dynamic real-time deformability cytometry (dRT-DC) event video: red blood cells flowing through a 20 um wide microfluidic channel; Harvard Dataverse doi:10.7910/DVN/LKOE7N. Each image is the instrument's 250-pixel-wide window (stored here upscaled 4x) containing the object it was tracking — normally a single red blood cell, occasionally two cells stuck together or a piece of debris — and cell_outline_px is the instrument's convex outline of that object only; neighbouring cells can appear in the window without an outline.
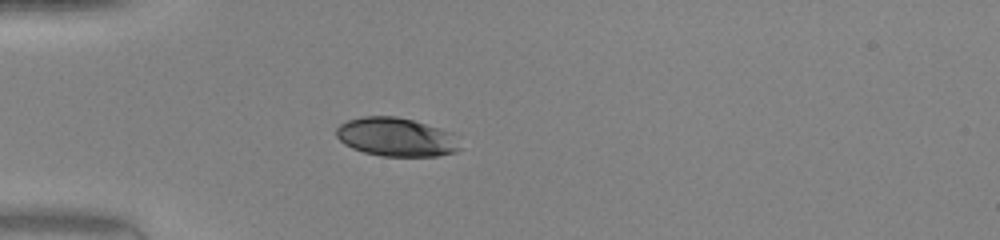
{"species": "human", "species_latin": "Homo sapiens", "temperature_condition": "warm", "stored_images_in_passage": 35, "camera_frame_rate_fps": 3000, "um_per_image_px": 0.085, "donor": {"sex": "female"}, "frame": {"image": 1, "passage_image": 1, "time_ms": 0.0, "image_size_px": [1000, 240], "cell_outline_px": [[460, 148], [456, 152], [436, 156], [380, 156], [364, 152], [352, 148], [344, 144], [336, 136], [336, 128], [340, 124], [348, 120], [360, 116], [396, 116], [412, 120], [440, 128], [452, 132]], "centroid_in_image_um": [33.64, 11.65], "position_along_channel_um": 51.4, "area_um2": 27.86}}
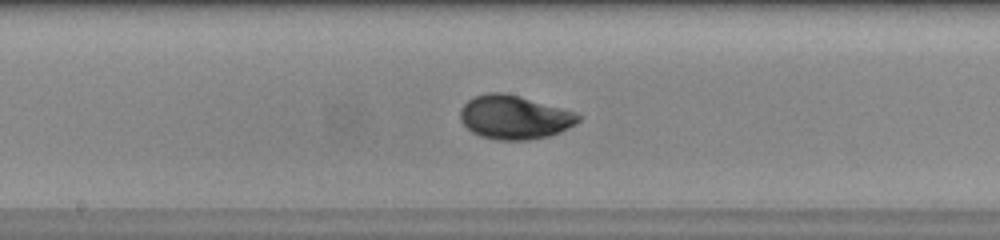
{"frame": {"image": 2, "passage_image": 13, "time_ms": 4.0, "image_size_px": [1000, 240], "cell_outline_px": [[584, 116], [576, 124], [560, 132], [548, 136], [528, 140], [496, 140], [480, 136], [472, 132], [460, 120], [460, 108], [472, 96], [488, 92], [504, 92], [520, 96], [576, 112]], "centroid_in_image_um": [43.73, 9.96], "position_along_channel_um": 204.5, "area_um2": 30.4}}
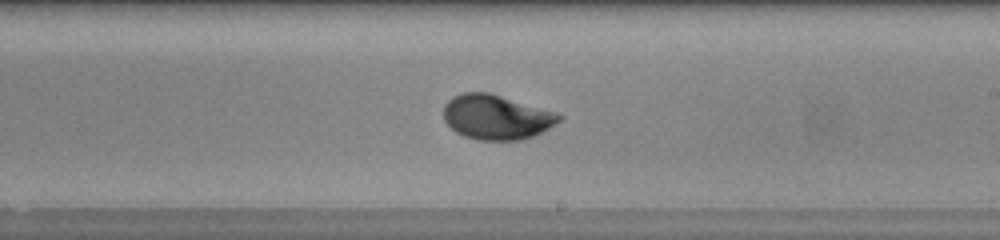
{"frame": {"image": 3, "passage_image": 16, "time_ms": 5.0, "image_size_px": [1000, 240], "cell_outline_px": [[564, 116], [556, 124], [532, 136], [520, 140], [476, 140], [464, 136], [456, 132], [444, 120], [444, 104], [452, 96], [464, 92], [488, 92], [556, 112]], "centroid_in_image_um": [42.17, 9.95], "position_along_channel_um": 246.8, "area_um2": 30.0}, "authors_computed_cell_mechanics": {"area_um2": 29.3046, "velocity_mm_per_s": 4.2536, "shape_relaxation_time_tau1_ms": 2.5642, "shape_relaxation_time_tau2_ms": null, "deformation_change_tau1": 0.1349, "deformation_change_tau2": null}}